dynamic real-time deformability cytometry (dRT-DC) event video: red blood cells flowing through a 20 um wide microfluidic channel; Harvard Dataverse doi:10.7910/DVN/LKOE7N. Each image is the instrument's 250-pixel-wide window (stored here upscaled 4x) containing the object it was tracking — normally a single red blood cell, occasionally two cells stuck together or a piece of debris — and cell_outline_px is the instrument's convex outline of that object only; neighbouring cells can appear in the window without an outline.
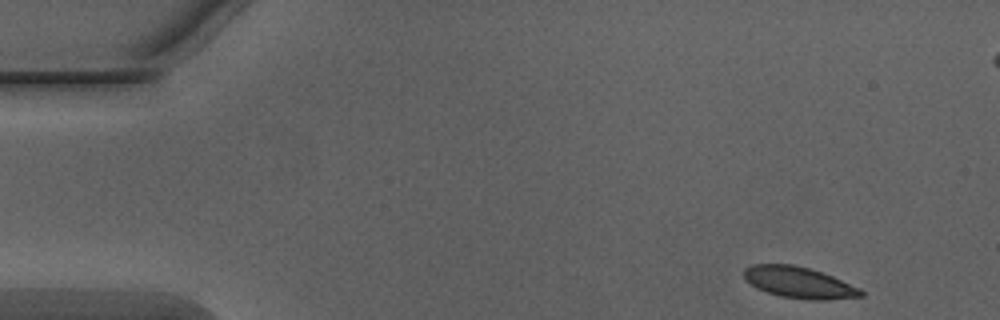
{"species": "Egyptian fruit bat (a non-hibernating species)", "species_latin": "Rousettus aegyptiacus", "temperature_condition": "warm", "stored_images_in_passage": 48, "camera_frame_rate_fps": 3000, "um_per_image_px": 0.085, "animal": {"sex": "male"}, "frame": {"image": 1, "passage_image": 1, "time_ms": 0.0, "image_size_px": [1000, 320], "cell_outline_px": [[864, 296], [828, 300], [808, 300], [780, 296], [756, 288], [744, 280], [744, 268], [752, 264], [792, 264], [808, 268], [832, 276], [860, 288], [864, 292]], "centroid_in_image_um": [67.9, 24.02], "position_along_channel_um": 17.1, "area_um2": 21.39}}
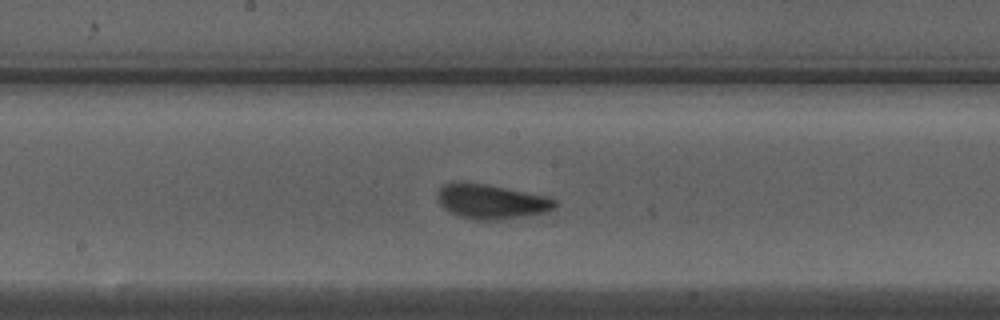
{"frame": {"image": 2, "passage_image": 23, "time_ms": 7.333, "image_size_px": [1000, 320], "cell_outline_px": [[556, 208], [544, 212], [524, 216], [496, 220], [476, 220], [460, 216], [444, 208], [440, 204], [440, 188], [444, 184], [452, 180], [460, 180], [484, 184], [548, 196], [556, 200]], "centroid_in_image_um": [41.77, 17.11], "position_along_channel_um": 206.4, "area_um2": 23.52}}
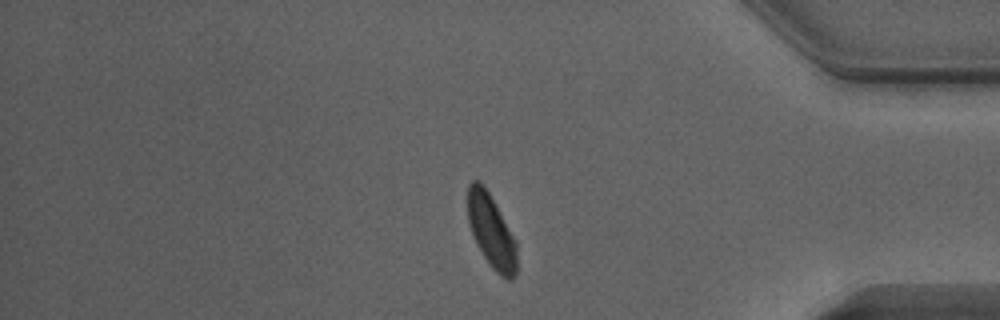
{"frame": {"image": 3, "passage_image": 39, "time_ms": 12.667, "image_size_px": [1000, 320], "cell_outline_px": [[516, 276], [512, 280], [508, 280], [500, 276], [492, 268], [476, 244], [468, 224], [468, 184], [472, 180], [480, 180], [484, 184], [516, 240]], "centroid_in_image_um": [41.76, 19.65], "position_along_channel_um": 393.4, "area_um2": 21.1}, "authors_computed_cell_mechanics": {"area_um2": 21.6172, "velocity_mm_per_s": 4.0276, "shape_relaxation_time_tau1_ms": 2.3908, "shape_relaxation_time_tau2_ms": null, "deformation_change_tau1": 0.1151, "deformation_change_tau2": null}}